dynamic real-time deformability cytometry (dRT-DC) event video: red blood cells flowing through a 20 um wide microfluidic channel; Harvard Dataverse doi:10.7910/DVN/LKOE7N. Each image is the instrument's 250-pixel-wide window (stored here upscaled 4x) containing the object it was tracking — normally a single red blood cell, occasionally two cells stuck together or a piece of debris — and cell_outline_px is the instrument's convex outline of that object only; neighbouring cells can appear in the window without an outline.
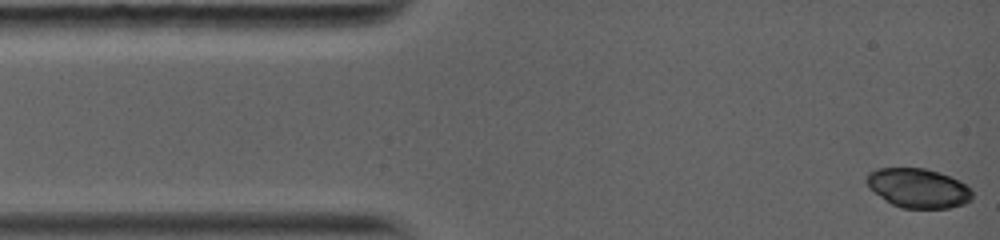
{"species": "common noctule bat (a hibernating species)", "species_latin": "Nyctalus noctula", "temperature_condition": "warm", "stored_images_in_passage": 44, "camera_frame_rate_fps": 5000, "um_per_image_px": 0.085, "animal": {"sex": "female", "body_mass_g": 19.0, "forearm_length_mm": 56.7}, "frame": {"image": 1, "passage_image": 1, "time_ms": 0.0, "image_size_px": [1000, 240], "cell_outline_px": [[972, 200], [964, 204], [948, 208], [900, 208], [892, 204], [868, 188], [864, 180], [868, 172], [876, 168], [924, 168], [960, 180], [972, 188]], "centroid_in_image_um": [78.03, 15.99], "position_along_channel_um": 7.0, "area_um2": 24.45}}
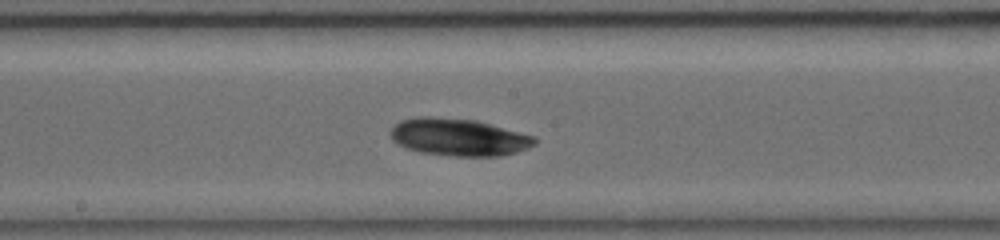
{"frame": {"image": 2, "passage_image": 19, "time_ms": 6.8, "image_size_px": [1000, 240], "cell_outline_px": [[536, 144], [528, 148], [516, 152], [500, 156], [456, 156], [420, 152], [404, 148], [396, 144], [392, 140], [392, 124], [400, 120], [416, 116], [432, 116], [476, 120], [536, 136]], "centroid_in_image_um": [38.97, 11.65], "position_along_channel_um": 209.2, "area_um2": 31.67}}
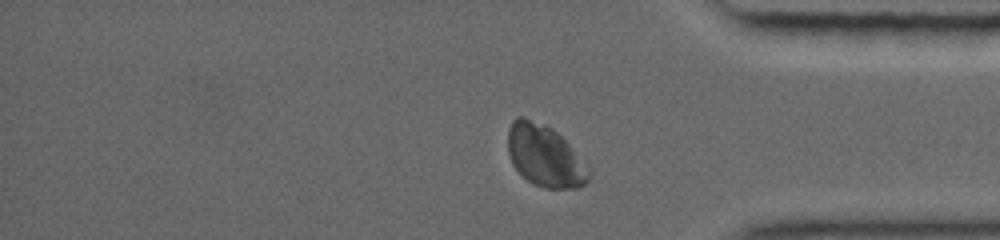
{"frame": {"image": 3, "passage_image": 38, "time_ms": 11.4, "image_size_px": [1000, 240], "cell_outline_px": [[592, 172], [588, 180], [584, 184], [576, 188], [544, 188], [532, 184], [512, 164], [508, 152], [508, 128], [512, 120], [516, 116], [524, 116], [544, 124], [552, 128], [568, 144]], "centroid_in_image_um": [46.28, 13.24], "position_along_channel_um": 388.9, "area_um2": 28.96}, "authors_computed_cell_mechanics": {"area_um2": 29.5358, "velocity_mm_per_s": 4.1047, "shape_relaxation_time_tau1_ms": 9.6818, "shape_relaxation_time_tau2_ms": 5.8914, "deformation_change_tau1": 0.1057, "deformation_change_tau2": 0.0565}}